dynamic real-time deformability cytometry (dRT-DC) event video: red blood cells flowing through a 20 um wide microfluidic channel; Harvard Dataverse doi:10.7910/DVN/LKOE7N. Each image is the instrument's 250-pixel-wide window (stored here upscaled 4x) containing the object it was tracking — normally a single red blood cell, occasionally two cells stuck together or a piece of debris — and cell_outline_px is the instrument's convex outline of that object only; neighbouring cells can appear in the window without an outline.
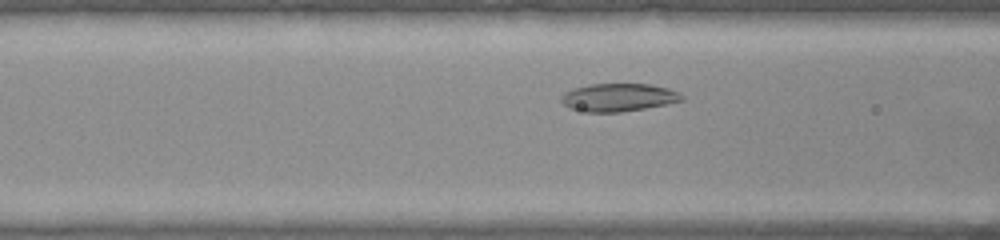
{"species": "common noctule bat (a hibernating species)", "species_latin": "Nyctalus noctula", "temperature_condition": "warm", "stored_images_in_passage": 42, "camera_frame_rate_fps": 3000, "um_per_image_px": 0.085, "animal": {"sex": "female", "body_mass_g": 22.0, "forearm_length_mm": 56.7}, "frame": {"image": 1, "passage_image": 10, "time_ms": 3.0, "image_size_px": [1000, 240], "cell_outline_px": [[684, 100], [644, 108], [620, 112], [588, 112], [568, 108], [560, 100], [560, 96], [564, 92], [572, 88], [588, 84], [652, 84], [668, 88], [680, 92], [684, 96]], "centroid_in_image_um": [52.54, 8.27], "position_along_channel_um": 114.1, "area_um2": 19.77}}
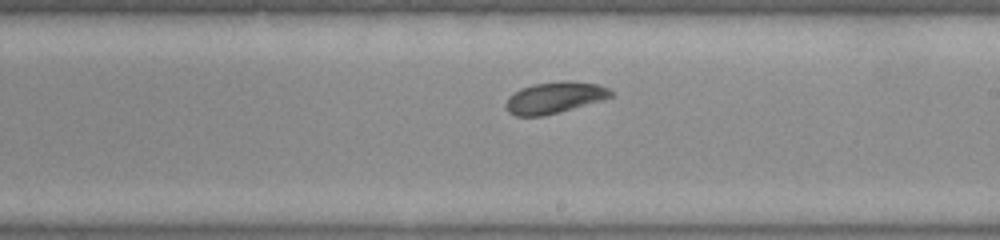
{"frame": {"image": 2, "passage_image": 20, "time_ms": 6.333, "image_size_px": [1000, 240], "cell_outline_px": [[616, 96], [604, 100], [560, 112], [544, 116], [516, 116], [508, 112], [504, 104], [508, 96], [520, 88], [532, 84], [564, 80], [572, 80], [596, 84], [608, 88]], "centroid_in_image_um": [47.15, 8.29], "position_along_channel_um": 241.9, "area_um2": 19.65}}
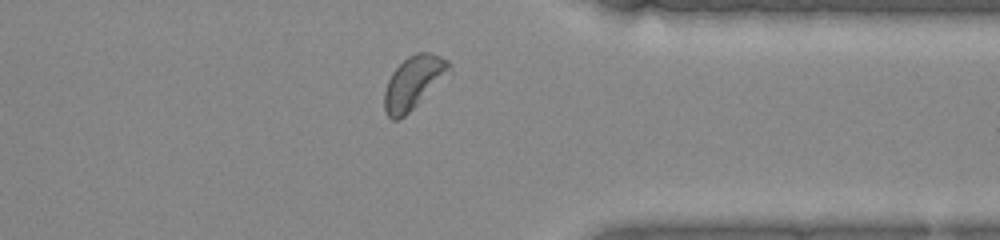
{"frame": {"image": 3, "passage_image": 31, "time_ms": 10.0, "image_size_px": [1000, 240], "cell_outline_px": [[452, 68], [404, 116], [396, 120], [392, 120], [388, 116], [384, 108], [384, 92], [388, 80], [392, 72], [408, 56], [416, 52], [432, 52], [448, 60], [452, 64]], "centroid_in_image_um": [35.12, 6.97], "position_along_channel_um": 376.3, "area_um2": 19.36}}